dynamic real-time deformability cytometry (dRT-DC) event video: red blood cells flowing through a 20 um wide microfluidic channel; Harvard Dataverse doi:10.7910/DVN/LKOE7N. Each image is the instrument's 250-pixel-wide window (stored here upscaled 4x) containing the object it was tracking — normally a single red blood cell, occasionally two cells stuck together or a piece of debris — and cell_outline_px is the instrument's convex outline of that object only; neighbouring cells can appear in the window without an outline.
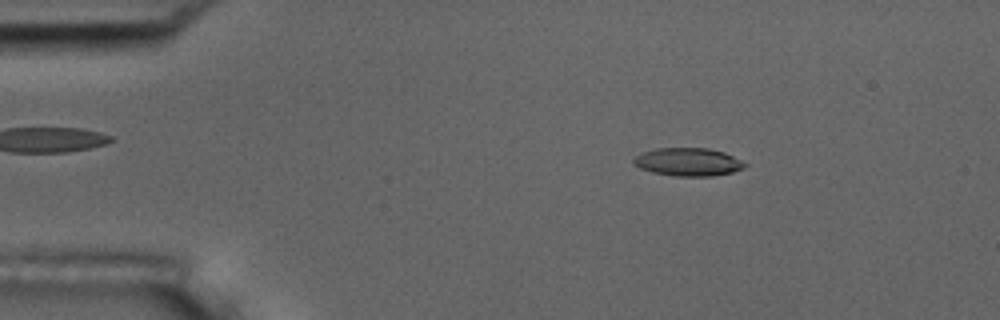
{"species": "common noctule bat (a hibernating species)", "species_latin": "Nyctalus noctula", "temperature_condition": "room temperature", "stored_images_in_passage": 54, "camera_frame_rate_fps": 3000, "um_per_image_px": 0.085, "animal": {"sex": "male", "body_mass_g": 17.5, "forearm_length_mm": 52.3}, "frame": {"image": 1, "passage_image": 8, "time_ms": 2.333, "image_size_px": [1000, 320], "cell_outline_px": [[748, 164], [744, 168], [732, 172], [712, 176], [676, 176], [652, 172], [640, 168], [632, 164], [632, 160], [640, 152], [656, 148], [708, 148], [724, 152]], "centroid_in_image_um": [58.46, 13.76], "position_along_channel_um": 26.5, "area_um2": 18.26}}
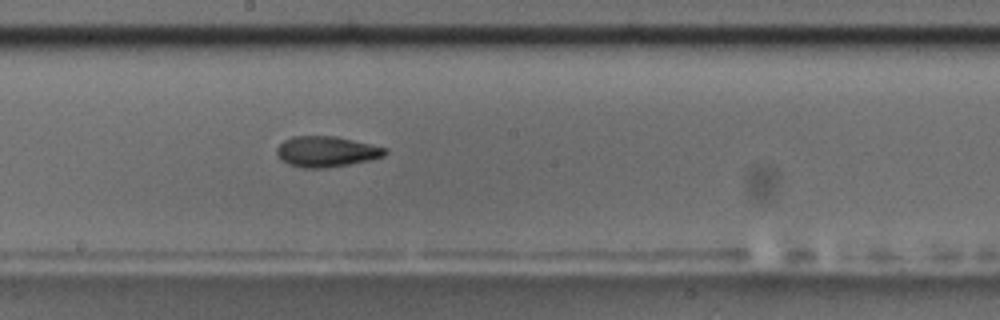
{"frame": {"image": 2, "passage_image": 29, "time_ms": 9.333, "image_size_px": [1000, 320], "cell_outline_px": [[388, 152], [384, 156], [372, 160], [324, 168], [300, 168], [288, 164], [280, 160], [276, 156], [276, 148], [284, 140], [292, 136], [336, 136], [388, 148]], "centroid_in_image_um": [27.73, 12.89], "position_along_channel_um": 220.5, "area_um2": 19.59}}
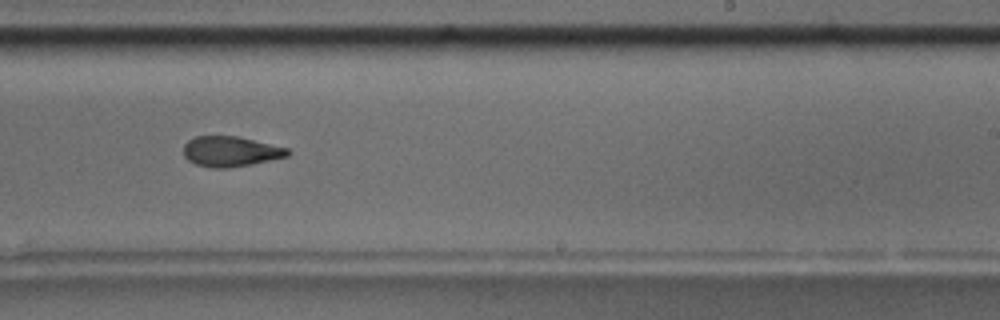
{"frame": {"image": 3, "passage_image": 33, "time_ms": 10.667, "image_size_px": [1000, 320], "cell_outline_px": [[292, 152], [288, 156], [252, 164], [228, 168], [212, 168], [196, 164], [188, 160], [184, 156], [184, 144], [188, 140], [196, 136], [240, 136], [288, 148]], "centroid_in_image_um": [19.62, 12.87], "position_along_channel_um": 269.4, "area_um2": 18.5}, "authors_computed_cell_mechanics": {"area_um2": 18.9006, "velocity_mm_per_s": 3.6808, "shape_relaxation_time_tau1_ms": 4.8761, "shape_relaxation_time_tau2_ms": 3.2261, "deformation_change_tau1": 0.1537, "deformation_change_tau2": 0.1101}}